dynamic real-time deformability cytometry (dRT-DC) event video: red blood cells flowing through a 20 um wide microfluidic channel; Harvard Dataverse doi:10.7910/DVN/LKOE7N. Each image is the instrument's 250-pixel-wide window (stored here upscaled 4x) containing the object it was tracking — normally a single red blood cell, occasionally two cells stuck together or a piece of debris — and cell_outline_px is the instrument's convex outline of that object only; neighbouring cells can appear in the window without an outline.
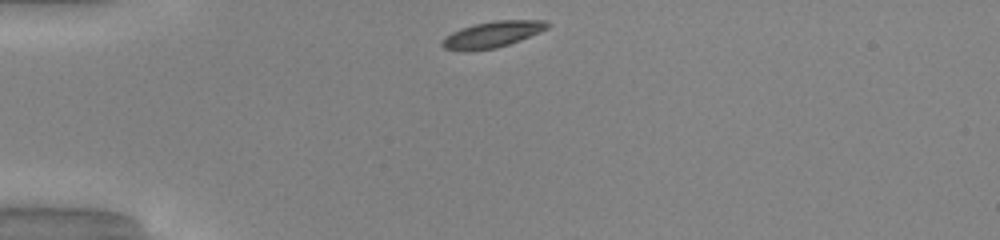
{"species": "common noctule bat (a hibernating species)", "species_latin": "Nyctalus noctula", "temperature_condition": "warm", "stored_images_in_passage": 31, "camera_frame_rate_fps": 3000, "um_per_image_px": 0.085, "animal": {"sex": "male", "body_mass_g": 20.0, "forearm_length_mm": 53.3}, "frame": {"image": 1, "passage_image": 1, "time_ms": 0.0, "image_size_px": [1000, 240], "cell_outline_px": [[552, 24], [548, 28], [540, 32], [520, 40], [496, 48], [444, 48], [440, 44], [444, 36], [460, 28], [472, 24], [496, 20], [544, 20]], "centroid_in_image_um": [41.92, 2.86], "position_along_channel_um": 43.1, "area_um2": 15.55}}
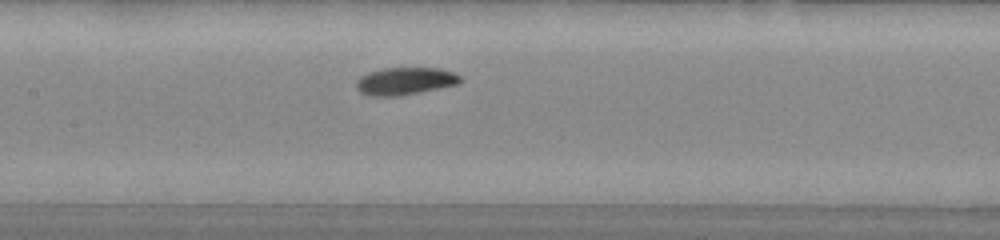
{"frame": {"image": 2, "passage_image": 13, "time_ms": 4.0, "image_size_px": [1000, 240], "cell_outline_px": [[464, 80], [460, 84], [420, 92], [396, 96], [368, 96], [360, 92], [356, 88], [356, 80], [360, 76], [368, 72], [380, 68], [440, 68], [452, 72], [460, 76]], "centroid_in_image_um": [34.43, 6.89], "position_along_channel_um": 173.0, "area_um2": 16.88}}
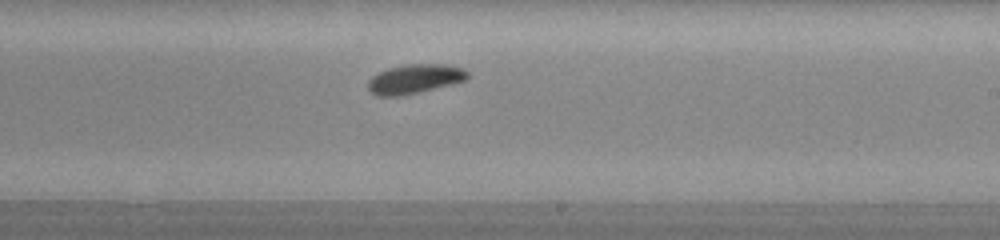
{"frame": {"image": 3, "passage_image": 19, "time_ms": 6.0, "image_size_px": [1000, 240], "cell_outline_px": [[468, 76], [464, 80], [400, 96], [376, 96], [368, 92], [368, 80], [376, 72], [388, 68], [408, 64], [444, 64], [460, 68], [468, 72]], "centroid_in_image_um": [35.14, 6.7], "position_along_channel_um": 253.9, "area_um2": 16.7}, "authors_computed_cell_mechanics": {"area_um2": 16.473, "velocity_mm_per_s": 4.0601, "shape_relaxation_time_tau1_ms": 2.4274, "shape_relaxation_time_tau2_ms": null, "deformation_change_tau1": 0.1083, "deformation_change_tau2": null}}